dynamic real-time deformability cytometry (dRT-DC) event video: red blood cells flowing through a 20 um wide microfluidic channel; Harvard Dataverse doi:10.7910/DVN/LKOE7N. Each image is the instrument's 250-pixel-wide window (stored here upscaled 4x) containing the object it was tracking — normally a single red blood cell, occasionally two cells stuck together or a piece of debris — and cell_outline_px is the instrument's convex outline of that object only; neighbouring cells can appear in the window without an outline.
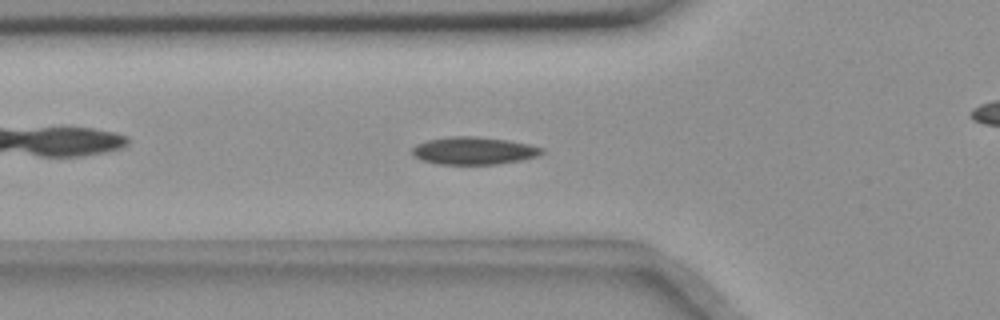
{"species": "common noctule bat (a hibernating species)", "species_latin": "Nyctalus noctula", "temperature_condition": "room temperature", "stored_images_in_passage": 55, "camera_frame_rate_fps": 3000, "um_per_image_px": 0.085, "animal": {"sex": "female", "body_mass_g": 18.4}, "frame": {"image": 1, "passage_image": 18, "time_ms": 5.667, "image_size_px": [1000, 320], "cell_outline_px": [[544, 152], [536, 156], [520, 160], [496, 164], [436, 164], [420, 160], [412, 156], [412, 148], [416, 144], [428, 140], [452, 136], [476, 136], [508, 140], [528, 144], [544, 148]], "centroid_in_image_um": [40.23, 12.81], "position_along_channel_um": 85.6, "area_um2": 20.87}}
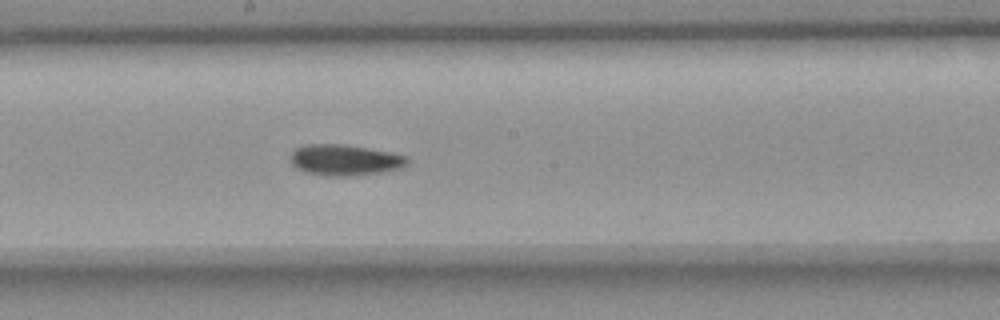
{"frame": {"image": 2, "passage_image": 29, "time_ms": 9.333, "image_size_px": [1000, 320], "cell_outline_px": [[408, 164], [404, 168], [384, 172], [348, 176], [328, 176], [308, 172], [296, 168], [288, 160], [288, 156], [296, 148], [304, 144], [340, 144], [392, 152], [408, 156]], "centroid_in_image_um": [29.32, 13.6], "position_along_channel_um": 218.9, "area_um2": 21.33}}
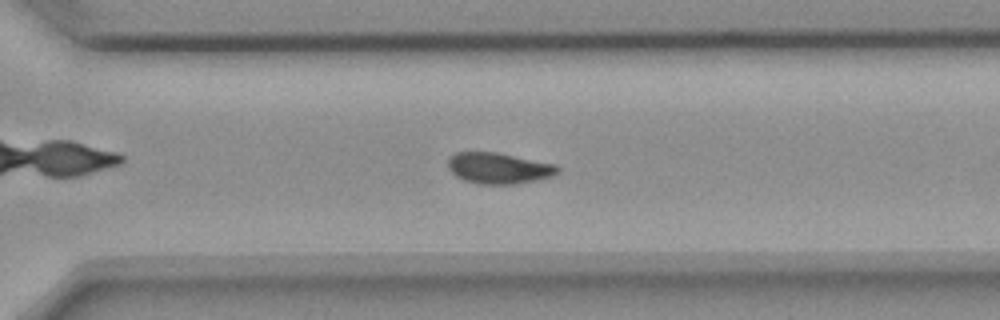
{"frame": {"image": 3, "passage_image": 38, "time_ms": 12.333, "image_size_px": [1000, 320], "cell_outline_px": [[560, 172], [552, 176], [536, 180], [516, 184], [476, 184], [464, 180], [456, 176], [448, 168], [448, 160], [456, 152], [496, 152], [556, 164], [560, 168]], "centroid_in_image_um": [42.41, 14.3], "position_along_channel_um": 328.2, "area_um2": 19.88}, "authors_computed_cell_mechanics": {"area_um2": 20.1144, "velocity_mm_per_s": 3.6392, "shape_relaxation_time_tau1_ms": 10.2226, "shape_relaxation_time_tau2_ms": null, "deformation_change_tau1": 0.1539, "deformation_change_tau2": null}}